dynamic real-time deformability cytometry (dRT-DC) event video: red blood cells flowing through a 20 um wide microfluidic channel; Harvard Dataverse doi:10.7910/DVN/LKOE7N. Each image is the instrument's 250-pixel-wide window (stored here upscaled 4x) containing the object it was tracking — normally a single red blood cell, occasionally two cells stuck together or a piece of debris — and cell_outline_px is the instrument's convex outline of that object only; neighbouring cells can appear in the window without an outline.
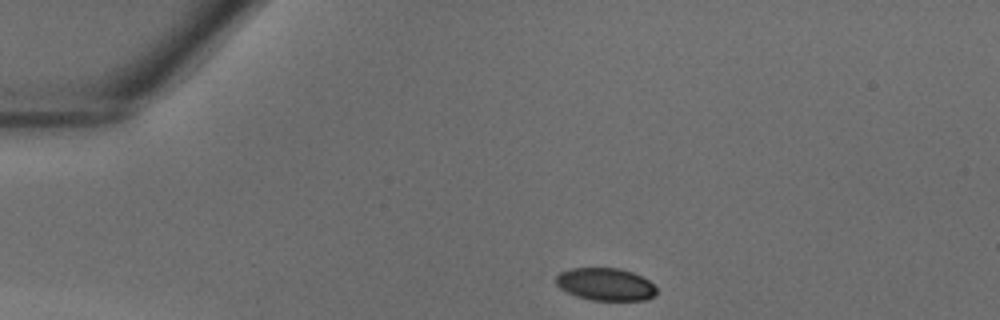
{"species": "common noctule bat (a hibernating species)", "species_latin": "Nyctalus noctula", "temperature_condition": "warm", "stored_images_in_passage": 33, "camera_frame_rate_fps": 3000, "um_per_image_px": 0.085, "animal": {"sex": "male", "body_mass_g": 18.8}, "frame": {"image": 1, "passage_image": 1, "time_ms": 0.0, "image_size_px": [1000, 320], "cell_outline_px": [[656, 296], [644, 300], [592, 300], [576, 296], [560, 288], [556, 284], [556, 276], [560, 272], [568, 268], [620, 268], [632, 272], [648, 280], [656, 288]], "centroid_in_image_um": [51.45, 24.16], "position_along_channel_um": 33.5, "area_um2": 19.07}}
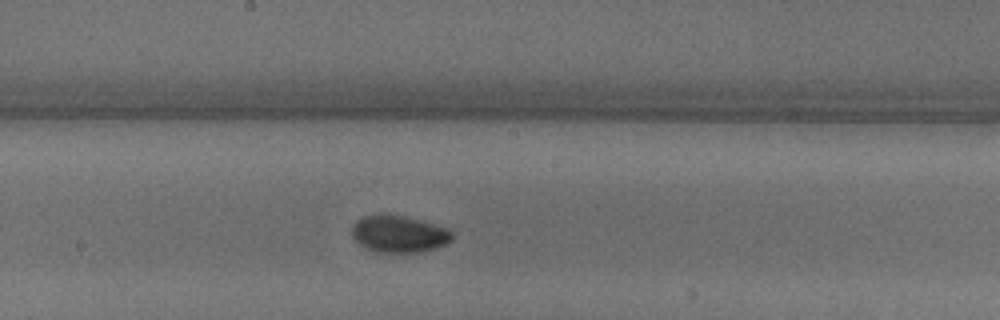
{"frame": {"image": 2, "passage_image": 15, "time_ms": 4.667, "image_size_px": [1000, 320], "cell_outline_px": [[452, 240], [448, 244], [436, 248], [420, 252], [376, 252], [360, 244], [352, 236], [352, 228], [356, 220], [364, 216], [388, 212], [420, 220], [448, 228], [452, 232]], "centroid_in_image_um": [33.92, 19.87], "position_along_channel_um": 214.3, "area_um2": 21.79}}
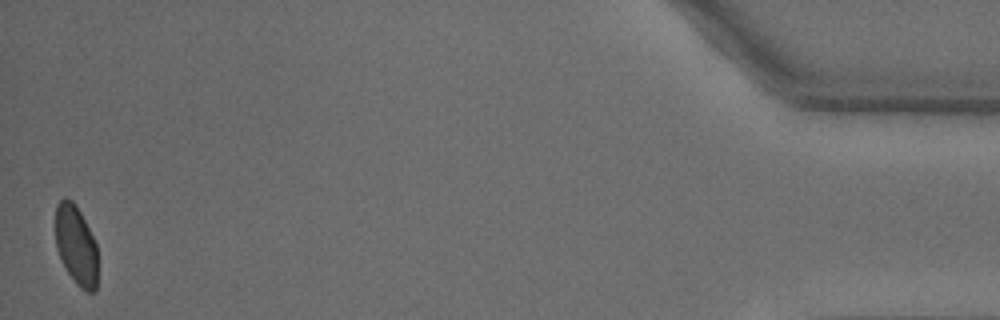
{"frame": {"image": 3, "passage_image": 33, "time_ms": 10.667, "image_size_px": [1000, 320], "cell_outline_px": [[96, 288], [92, 292], [88, 292], [80, 288], [68, 272], [56, 248], [56, 204], [64, 196], [72, 200], [76, 204], [96, 244]], "centroid_in_image_um": [6.45, 20.8], "position_along_channel_um": 428.8, "area_um2": 19.19}}